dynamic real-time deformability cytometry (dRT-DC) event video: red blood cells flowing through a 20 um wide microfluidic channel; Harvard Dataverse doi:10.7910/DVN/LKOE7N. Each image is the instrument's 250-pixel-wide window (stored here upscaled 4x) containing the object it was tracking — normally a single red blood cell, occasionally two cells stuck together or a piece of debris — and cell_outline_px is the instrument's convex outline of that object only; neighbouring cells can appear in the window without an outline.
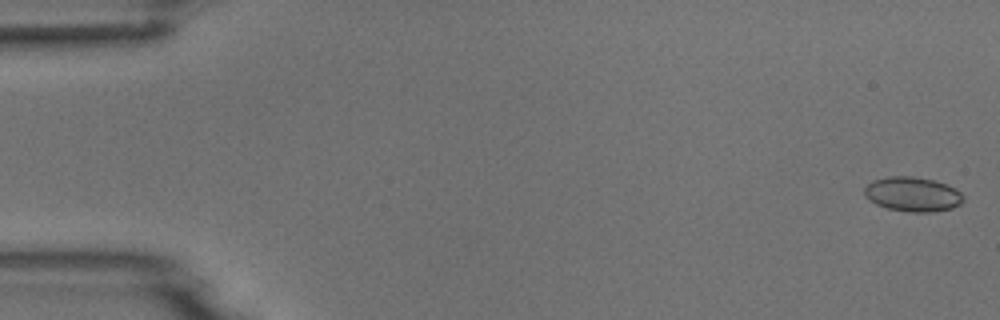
{"species": "common noctule bat (a hibernating species)", "species_latin": "Nyctalus noctula", "temperature_condition": "room temperature", "stored_images_in_passage": 6, "camera_frame_rate_fps": 3000, "um_per_image_px": 0.085, "animal": {"sex": "male", "body_mass_g": 18.8}, "frame": {"image": 1, "passage_image": 1, "time_ms": 0.0, "image_size_px": [1000, 320], "cell_outline_px": [[964, 200], [960, 204], [952, 208], [932, 212], [912, 212], [888, 208], [876, 204], [864, 196], [864, 188], [872, 180], [888, 176], [912, 176], [936, 180], [956, 188], [964, 196]], "centroid_in_image_um": [77.59, 16.5], "position_along_channel_um": 7.4, "area_um2": 20.06}}
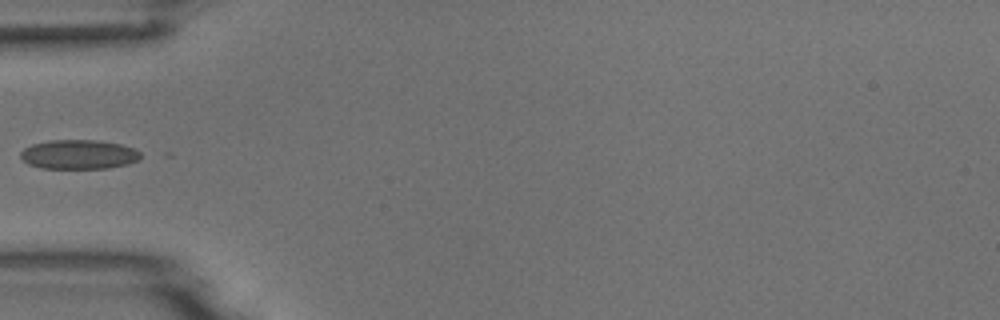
{"frame": {"image": 2, "passage_image": 5, "time_ms": 5.667, "image_size_px": [1000, 320], "cell_outline_px": [[140, 160], [128, 164], [108, 168], [40, 168], [28, 164], [20, 156], [20, 152], [24, 148], [32, 144], [48, 140], [100, 140], [120, 144], [132, 148], [140, 152]], "centroid_in_image_um": [6.69, 13.12], "position_along_channel_um": 78.3, "area_um2": 20.58}}
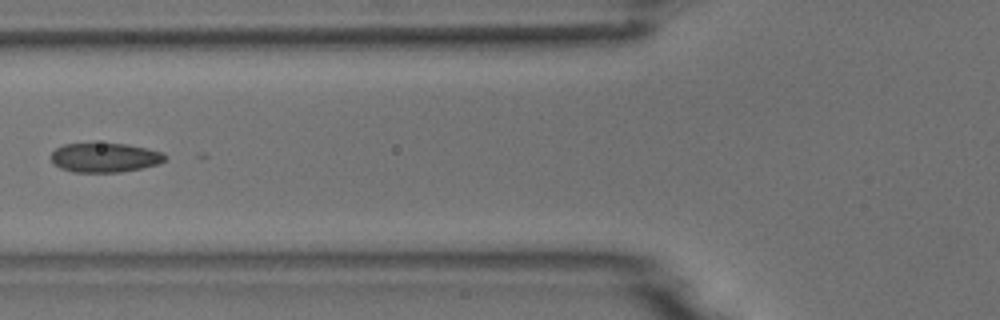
{"frame": {"image": 3, "passage_image": 6, "time_ms": 6.667, "image_size_px": [1000, 320], "cell_outline_px": [[168, 156], [160, 164], [120, 172], [72, 172], [60, 168], [52, 164], [52, 152], [56, 148], [64, 144], [128, 144], [148, 148], [164, 152]], "centroid_in_image_um": [8.93, 13.4], "position_along_channel_um": 116.9, "area_um2": 19.54}}